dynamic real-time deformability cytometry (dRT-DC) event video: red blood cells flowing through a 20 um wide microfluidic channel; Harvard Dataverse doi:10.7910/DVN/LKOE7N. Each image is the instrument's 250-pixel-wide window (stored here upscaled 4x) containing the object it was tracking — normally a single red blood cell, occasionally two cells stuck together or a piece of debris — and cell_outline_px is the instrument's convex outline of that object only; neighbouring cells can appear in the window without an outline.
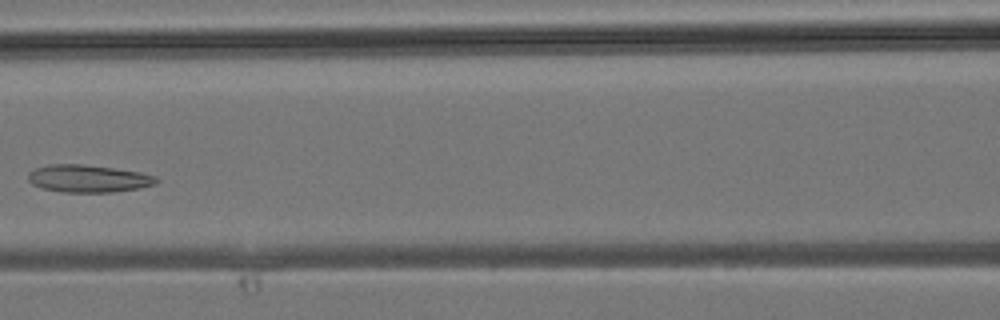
{"species": "common noctule bat (a hibernating species)", "species_latin": "Nyctalus noctula", "temperature_condition": "room temperature", "stored_images_in_passage": 26, "camera_frame_rate_fps": 3000, "um_per_image_px": 0.085, "animal": {"sex": "male", "body_mass_g": 19.2, "forearm_length_mm": 51.8}, "frame": {"image": 1, "passage_image": 7, "time_ms": 2.0, "image_size_px": [1000, 320], "cell_outline_px": [[160, 180], [156, 184], [140, 188], [112, 192], [64, 192], [44, 188], [32, 184], [28, 180], [28, 172], [36, 168], [48, 164], [84, 164], [140, 172], [156, 176]], "centroid_in_image_um": [7.52, 15.17], "position_along_channel_um": 159.1, "area_um2": 20.52}}
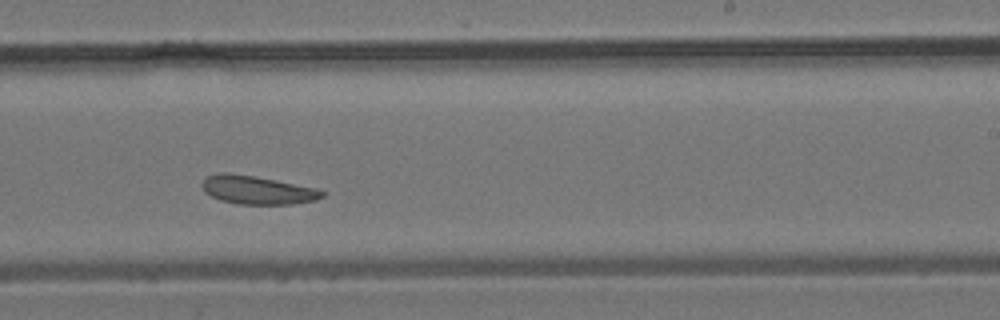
{"frame": {"image": 2, "passage_image": 13, "time_ms": 4.0, "image_size_px": [1000, 320], "cell_outline_px": [[324, 196], [316, 200], [292, 204], [240, 204], [220, 200], [204, 192], [200, 184], [208, 176], [220, 172], [228, 172], [252, 176], [320, 188], [324, 192]], "centroid_in_image_um": [21.88, 16.15], "position_along_channel_um": 267.1, "area_um2": 19.88}}
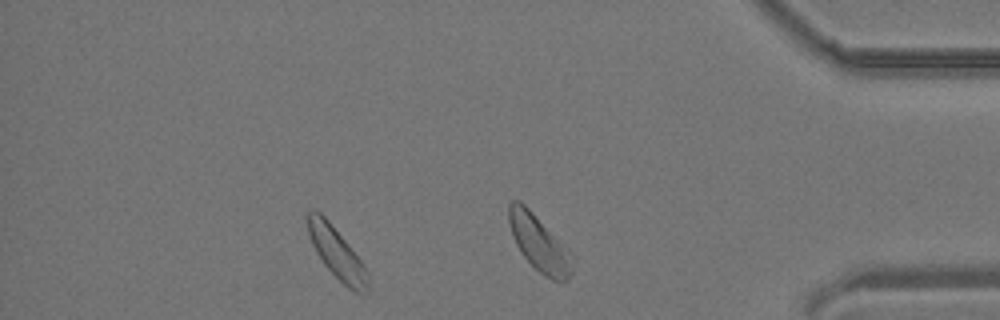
{"frame": {"image": 3, "passage_image": 21, "time_ms": 6.667, "image_size_px": [1000, 320], "cell_outline_px": [[368, 292], [356, 292], [348, 288], [324, 264], [316, 252], [312, 244], [308, 232], [304, 212], [320, 212], [328, 220], [348, 244], [360, 260], [368, 272]], "centroid_in_image_um": [28.6, 21.49], "position_along_channel_um": 406.6, "area_um2": 17.57}}